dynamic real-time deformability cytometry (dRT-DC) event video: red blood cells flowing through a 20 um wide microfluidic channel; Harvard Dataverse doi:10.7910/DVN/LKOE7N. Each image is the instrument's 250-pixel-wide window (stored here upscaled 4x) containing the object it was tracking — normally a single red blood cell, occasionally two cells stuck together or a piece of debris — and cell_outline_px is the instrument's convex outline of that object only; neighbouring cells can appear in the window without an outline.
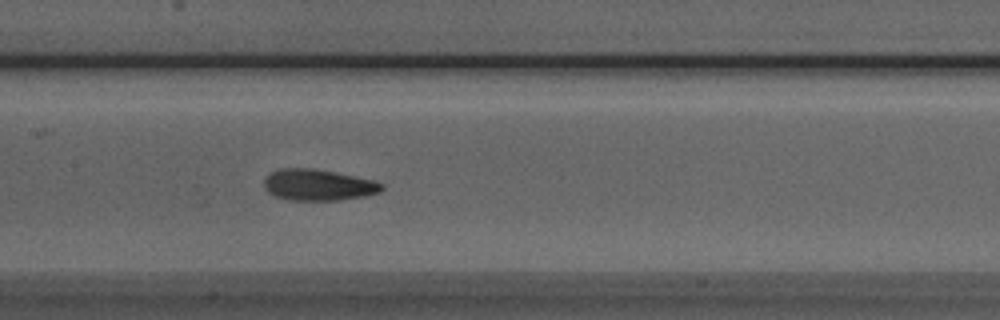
{"species": "Egyptian fruit bat (a non-hibernating species)", "species_latin": "Rousettus aegyptiacus", "temperature_condition": "room temperature", "stored_images_in_passage": 45, "camera_frame_rate_fps": 3000, "um_per_image_px": 0.085, "animal": {"sex": "male"}, "frame": {"image": 1, "passage_image": 16, "time_ms": 5.0, "image_size_px": [1000, 320], "cell_outline_px": [[384, 188], [380, 192], [364, 196], [340, 200], [288, 200], [276, 196], [268, 192], [264, 188], [264, 180], [272, 172], [280, 168], [312, 168], [356, 176], [376, 180], [384, 184]], "centroid_in_image_um": [27.08, 15.72], "position_along_channel_um": 180.3, "area_um2": 21.5}}
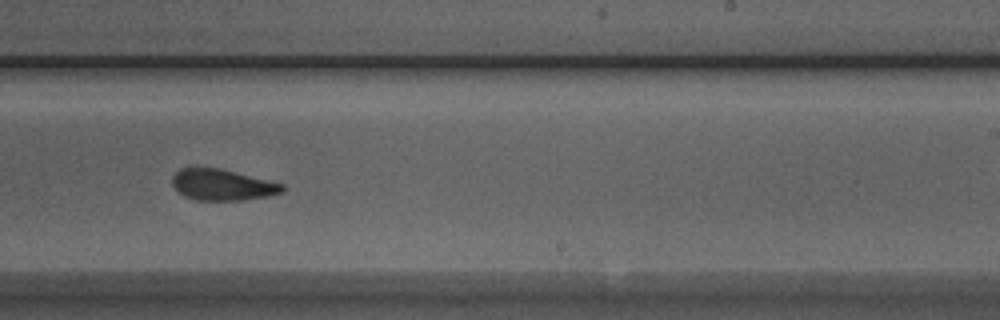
{"frame": {"image": 2, "passage_image": 23, "time_ms": 7.333, "image_size_px": [1000, 320], "cell_outline_px": [[284, 192], [268, 196], [244, 200], [196, 200], [184, 196], [172, 184], [172, 176], [180, 168], [220, 168], [284, 184]], "centroid_in_image_um": [18.91, 15.71], "position_along_channel_um": 270.1, "area_um2": 19.88}}
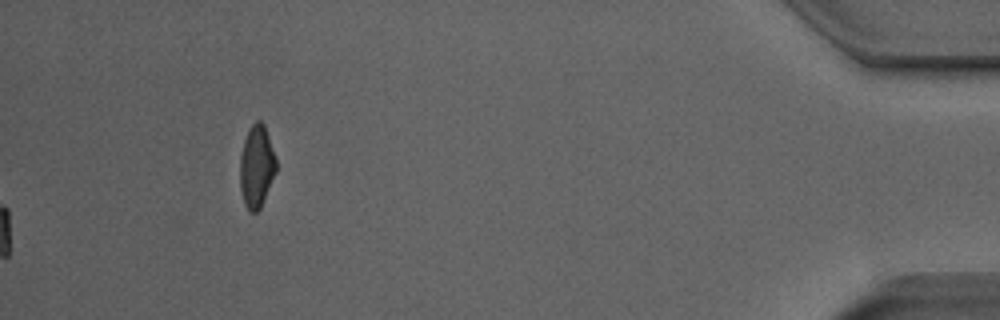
{"frame": {"image": 3, "passage_image": 45, "time_ms": 14.667, "image_size_px": [1000, 320], "cell_outline_px": [[276, 172], [260, 208], [256, 212], [248, 212], [244, 204], [240, 188], [240, 156], [244, 140], [248, 128], [256, 120], [260, 120], [264, 124], [276, 156]], "centroid_in_image_um": [21.8, 14.13], "position_along_channel_um": 413.4, "area_um2": 17.51}, "authors_computed_cell_mechanics": {"area_um2": 20.9814, "velocity_mm_per_s": 3.8574, "shape_relaxation_time_tau1_ms": 6.6062, "shape_relaxation_time_tau2_ms": 2.3416, "deformation_change_tau1": 0.1649, "deformation_change_tau2": 0.0829}}